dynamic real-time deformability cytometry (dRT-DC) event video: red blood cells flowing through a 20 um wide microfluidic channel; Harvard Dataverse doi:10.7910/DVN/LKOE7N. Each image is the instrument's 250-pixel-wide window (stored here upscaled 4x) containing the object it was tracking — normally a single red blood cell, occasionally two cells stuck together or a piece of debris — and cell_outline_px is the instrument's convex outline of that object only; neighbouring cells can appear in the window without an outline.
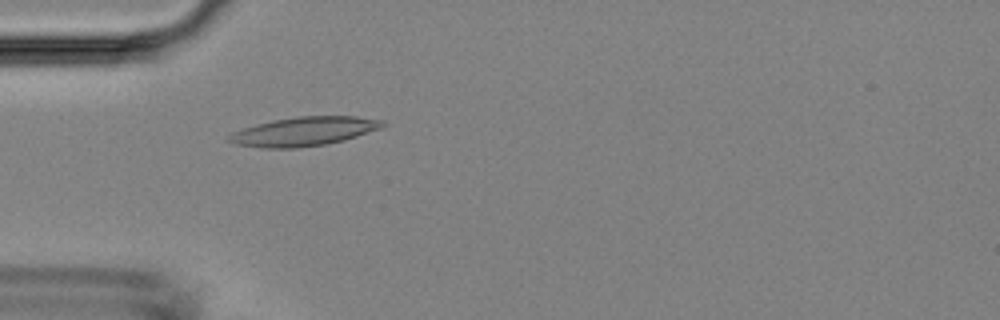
{"species": "Egyptian fruit bat (a non-hibernating species)", "species_latin": "Rousettus aegyptiacus", "temperature_condition": "room temperature", "stored_images_in_passage": 50, "camera_frame_rate_fps": 3000, "um_per_image_px": 0.085, "animal": {"sex": "female"}, "frame": {"image": 1, "passage_image": 15, "time_ms": 4.667, "image_size_px": [1000, 320], "cell_outline_px": [[388, 124], [380, 128], [344, 140], [324, 144], [300, 148], [260, 148], [232, 144], [228, 140], [228, 136], [232, 132], [256, 124], [272, 120], [296, 116], [356, 116], [384, 120]], "centroid_in_image_um": [25.82, 11.17], "position_along_channel_um": 59.2, "area_um2": 26.07}}
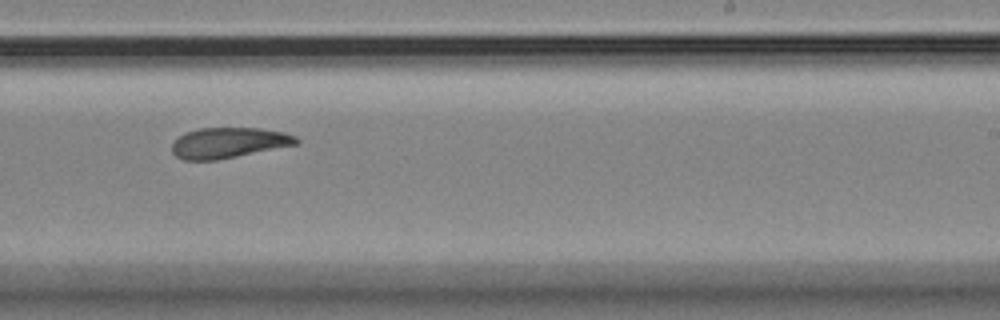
{"frame": {"image": 2, "passage_image": 31, "time_ms": 10.0, "image_size_px": [1000, 320], "cell_outline_px": [[300, 140], [296, 144], [216, 160], [184, 160], [176, 156], [172, 152], [172, 144], [184, 132], [200, 128], [260, 128], [284, 132], [296, 136]], "centroid_in_image_um": [19.41, 12.13], "position_along_channel_um": 269.6, "area_um2": 21.91}}
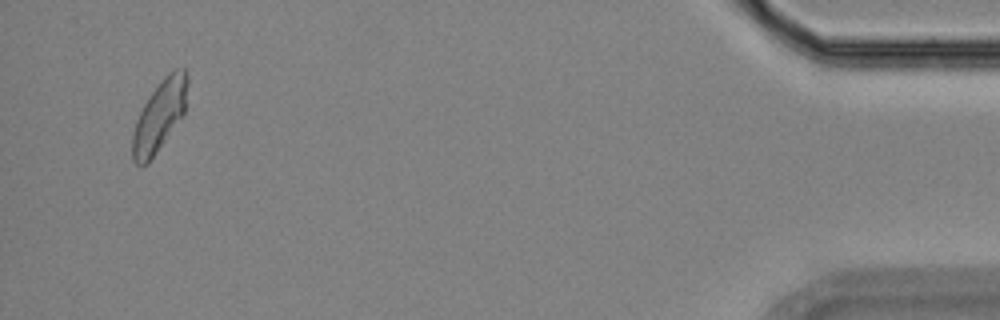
{"frame": {"image": 3, "passage_image": 48, "time_ms": 15.667, "image_size_px": [1000, 320], "cell_outline_px": [[188, 84], [184, 116], [148, 164], [136, 164], [132, 160], [132, 136], [136, 120], [144, 104], [160, 80], [168, 72], [176, 68], [184, 68], [188, 76]], "centroid_in_image_um": [13.58, 9.84], "position_along_channel_um": 421.6, "area_um2": 22.95}}